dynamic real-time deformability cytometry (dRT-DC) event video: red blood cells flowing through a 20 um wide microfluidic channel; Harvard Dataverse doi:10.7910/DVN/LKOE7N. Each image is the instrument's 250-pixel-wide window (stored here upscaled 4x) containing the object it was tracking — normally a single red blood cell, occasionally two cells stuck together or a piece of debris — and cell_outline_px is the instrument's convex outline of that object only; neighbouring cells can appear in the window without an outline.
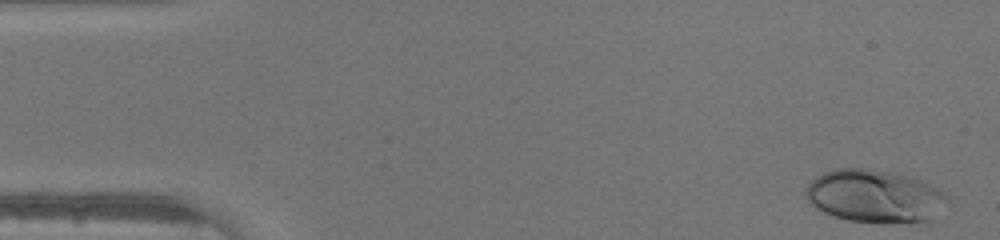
{"species": "human", "species_latin": "Homo sapiens", "temperature_condition": "warm", "stored_images_in_passage": 45, "camera_frame_rate_fps": 3000, "um_per_image_px": 0.085, "donor": {"sex": "male"}, "frame": {"image": 1, "passage_image": 1, "time_ms": 0.0, "image_size_px": [1000, 240], "cell_outline_px": [[948, 196], [928, 220], [848, 220], [824, 212], [816, 208], [804, 196], [804, 188], [816, 176], [824, 172], [836, 168], [864, 168], [900, 172], [912, 176], [936, 188]], "centroid_in_image_um": [74.22, 16.59], "position_along_channel_um": 10.8, "area_um2": 42.25}}
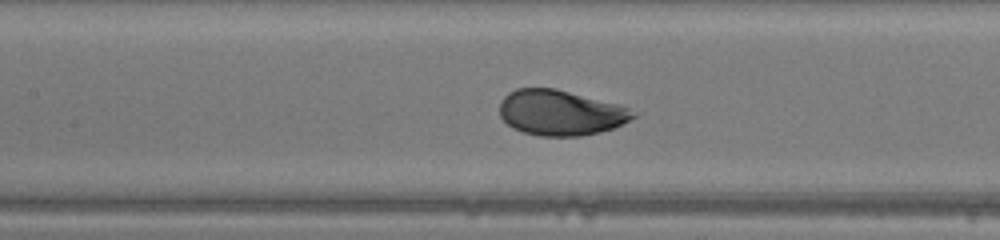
{"frame": {"image": 2, "passage_image": 20, "time_ms": 6.333, "image_size_px": [1000, 240], "cell_outline_px": [[636, 116], [612, 128], [600, 132], [580, 136], [540, 136], [524, 132], [512, 128], [500, 116], [500, 104], [504, 96], [508, 92], [516, 88], [556, 88], [620, 104], [628, 108]], "centroid_in_image_um": [47.61, 9.57], "position_along_channel_um": 159.8, "area_um2": 35.2}}
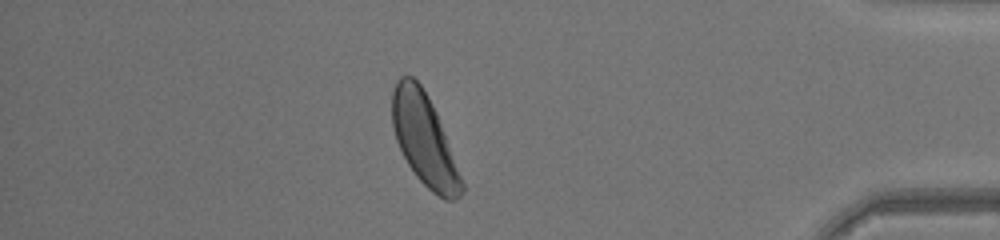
{"frame": {"image": 3, "passage_image": 39, "time_ms": 12.667, "image_size_px": [1000, 240], "cell_outline_px": [[464, 192], [456, 200], [444, 200], [432, 192], [416, 176], [408, 164], [396, 140], [392, 124], [392, 92], [396, 80], [400, 76], [412, 76], [420, 84], [428, 96], [436, 112], [464, 184]], "centroid_in_image_um": [36.06, 11.88], "position_along_channel_um": 399.1, "area_um2": 36.65}}